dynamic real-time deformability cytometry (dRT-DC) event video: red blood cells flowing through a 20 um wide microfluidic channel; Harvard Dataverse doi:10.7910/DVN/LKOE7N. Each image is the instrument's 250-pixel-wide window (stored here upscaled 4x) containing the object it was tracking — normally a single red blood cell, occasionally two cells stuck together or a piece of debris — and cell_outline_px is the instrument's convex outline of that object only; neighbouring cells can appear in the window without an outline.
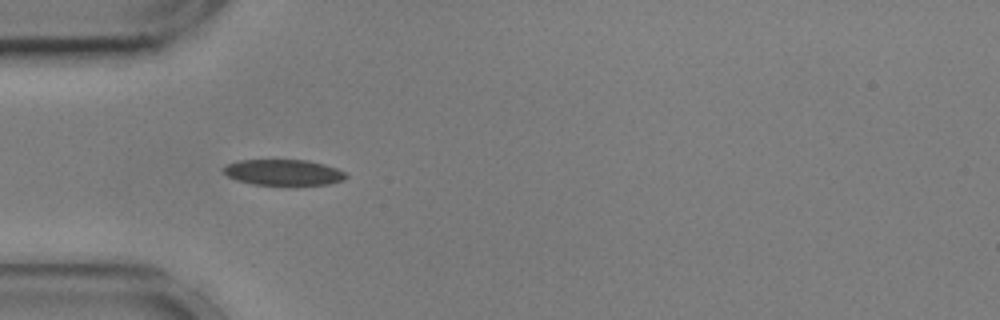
{"species": "common noctule bat (a hibernating species)", "species_latin": "Nyctalus noctula", "temperature_condition": "cold", "stored_images_in_passage": 47, "camera_frame_rate_fps": 3000, "um_per_image_px": 0.085, "animal": {"sex": "male", "body_mass_g": 17.9, "forearm_length_mm": 54.2}, "frame": {"image": 1, "passage_image": 8, "time_ms": 2.333, "image_size_px": [1000, 320], "cell_outline_px": [[348, 176], [344, 180], [328, 184], [252, 184], [236, 180], [228, 176], [224, 172], [224, 168], [228, 164], [240, 160], [308, 160], [324, 164], [336, 168], [344, 172]], "centroid_in_image_um": [24.11, 14.64], "position_along_channel_um": 60.9, "area_um2": 18.15}}
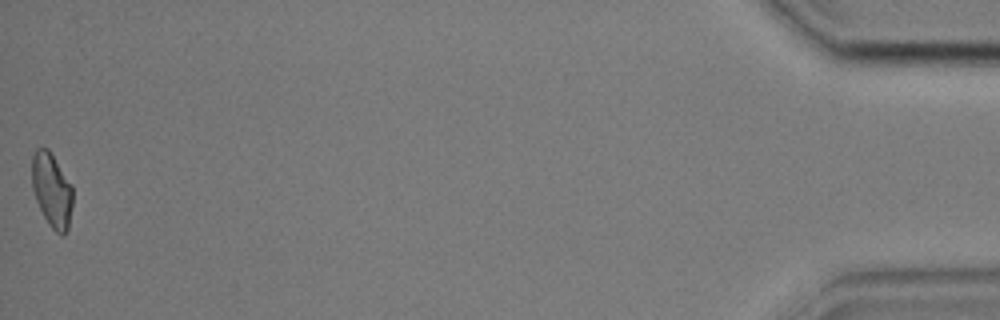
{"frame": {"image": 2, "passage_image": 47, "time_ms": 15.333, "image_size_px": [1000, 320], "cell_outline_px": [[72, 204], [68, 228], [64, 236], [60, 236], [48, 224], [36, 200], [32, 188], [32, 156], [36, 148], [48, 148], [72, 184]], "centroid_in_image_um": [4.41, 16.17], "position_along_channel_um": 430.8, "area_um2": 17.69}, "authors_computed_cell_mechanics": {"area_um2": 18.3226, "velocity_mm_per_s": 3.5877, "shape_relaxation_time_tau1_ms": 4.3162, "shape_relaxation_time_tau2_ms": 4.8109, "deformation_change_tau1": 0.1253, "deformation_change_tau2": 0.1044}}